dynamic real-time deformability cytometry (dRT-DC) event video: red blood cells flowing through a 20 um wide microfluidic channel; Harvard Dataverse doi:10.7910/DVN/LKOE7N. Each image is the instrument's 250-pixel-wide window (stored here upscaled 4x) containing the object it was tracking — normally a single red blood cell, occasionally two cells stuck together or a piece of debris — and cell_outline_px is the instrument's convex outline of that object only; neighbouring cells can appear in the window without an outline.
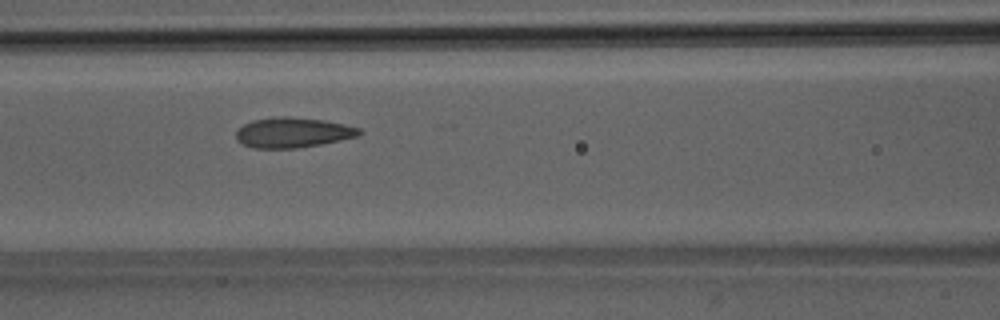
{"species": "Egyptian fruit bat (a non-hibernating species)", "species_latin": "Rousettus aegyptiacus", "temperature_condition": "room temperature", "stored_images_in_passage": 4, "camera_frame_rate_fps": 3000, "um_per_image_px": 0.085, "animal": {"sex": "male"}, "frame": {"image": 1, "passage_image": 4, "time_ms": 3.333, "image_size_px": [1000, 320], "cell_outline_px": [[364, 132], [360, 136], [320, 144], [296, 148], [252, 148], [236, 140], [236, 132], [244, 124], [252, 120], [280, 116], [288, 116], [324, 120], [344, 124], [360, 128]], "centroid_in_image_um": [24.92, 11.26], "position_along_channel_um": 141.7, "area_um2": 21.68}}